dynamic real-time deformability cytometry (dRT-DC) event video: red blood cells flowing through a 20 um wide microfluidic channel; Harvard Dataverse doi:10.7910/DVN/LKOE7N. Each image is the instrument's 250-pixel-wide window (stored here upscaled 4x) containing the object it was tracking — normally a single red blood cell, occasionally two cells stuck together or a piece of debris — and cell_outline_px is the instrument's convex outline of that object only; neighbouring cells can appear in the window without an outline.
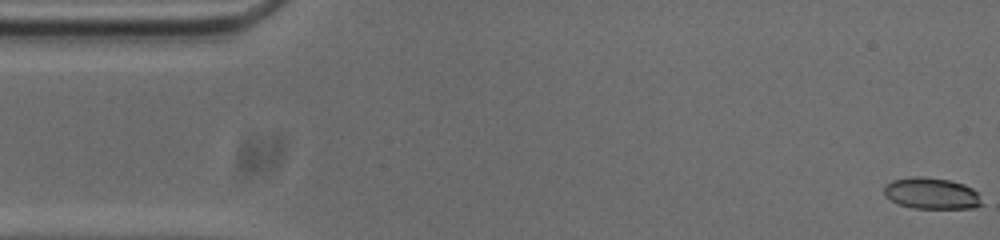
{"species": "common noctule bat (a hibernating species)", "species_latin": "Nyctalus noctula", "temperature_condition": "cold", "stored_images_in_passage": 10, "camera_frame_rate_fps": 3000, "um_per_image_px": 0.085, "animal": {"sex": "male", "body_mass_g": 20.0, "forearm_length_mm": 53.3}, "frame": {"image": 1, "passage_image": 1, "time_ms": 0.0, "image_size_px": [1000, 240], "cell_outline_px": [[984, 204], [972, 208], [912, 208], [900, 204], [884, 196], [884, 184], [892, 180], [912, 176], [920, 176], [948, 180], [964, 184], [972, 188], [976, 192]], "centroid_in_image_um": [79.16, 16.43], "position_along_channel_um": 5.8, "area_um2": 17.86}}